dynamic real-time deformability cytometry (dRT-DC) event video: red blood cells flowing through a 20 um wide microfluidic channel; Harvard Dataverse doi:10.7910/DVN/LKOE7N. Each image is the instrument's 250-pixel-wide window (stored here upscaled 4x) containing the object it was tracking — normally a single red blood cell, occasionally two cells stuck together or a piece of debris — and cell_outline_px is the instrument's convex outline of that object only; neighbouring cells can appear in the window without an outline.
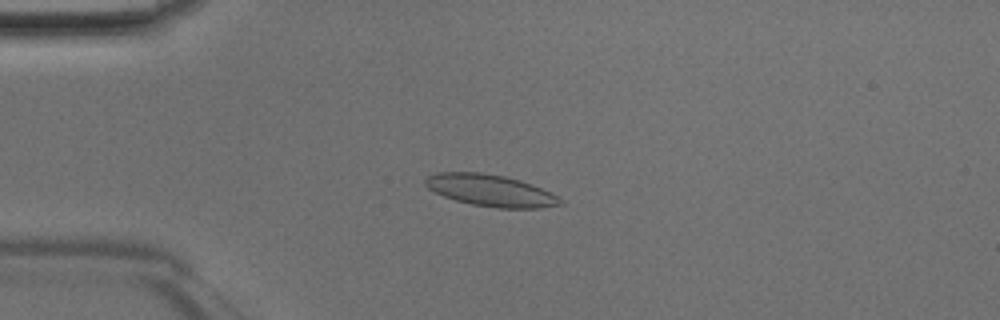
{"species": "Egyptian fruit bat (a non-hibernating species)", "species_latin": "Rousettus aegyptiacus", "temperature_condition": "room temperature", "stored_images_in_passage": 46, "camera_frame_rate_fps": 3000, "um_per_image_px": 0.085, "animal": {"sex": "male"}, "frame": {"image": 1, "passage_image": 11, "time_ms": 3.333, "image_size_px": [1000, 320], "cell_outline_px": [[564, 204], [540, 208], [496, 208], [472, 204], [456, 200], [444, 196], [428, 188], [424, 184], [424, 180], [428, 176], [436, 172], [480, 172], [504, 176], [520, 180], [540, 188], [564, 200]], "centroid_in_image_um": [41.68, 16.19], "position_along_channel_um": 43.3, "area_um2": 24.8}}
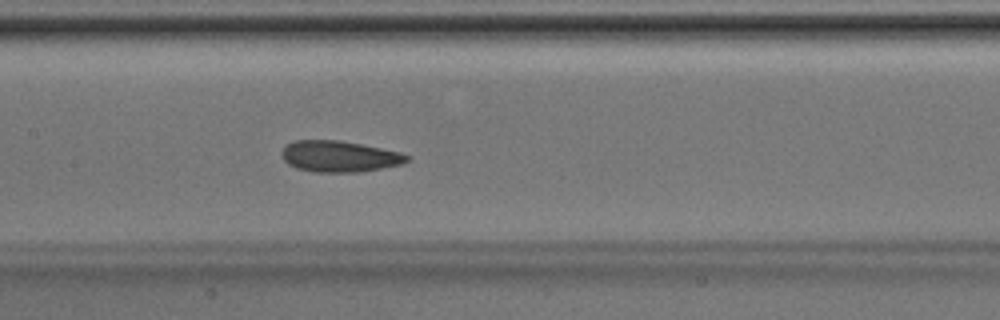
{"frame": {"image": 2, "passage_image": 22, "time_ms": 7.0, "image_size_px": [1000, 320], "cell_outline_px": [[408, 160], [404, 164], [360, 172], [312, 172], [296, 168], [288, 164], [284, 160], [280, 152], [288, 144], [296, 140], [340, 140], [400, 152], [408, 156]], "centroid_in_image_um": [28.83, 13.3], "position_along_channel_um": 178.6, "area_um2": 22.72}}
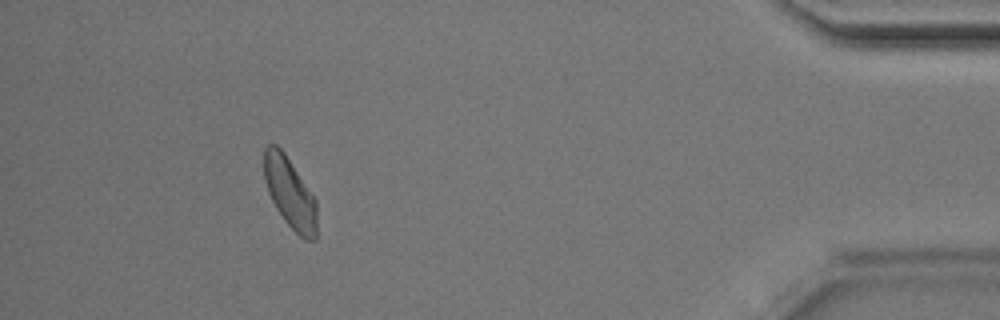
{"frame": {"image": 3, "passage_image": 42, "time_ms": 13.667, "image_size_px": [1000, 320], "cell_outline_px": [[316, 240], [304, 240], [284, 220], [276, 208], [268, 192], [264, 180], [264, 148], [268, 144], [276, 144], [284, 152], [316, 200]], "centroid_in_image_um": [24.63, 16.4], "position_along_channel_um": 410.6, "area_um2": 21.56}}